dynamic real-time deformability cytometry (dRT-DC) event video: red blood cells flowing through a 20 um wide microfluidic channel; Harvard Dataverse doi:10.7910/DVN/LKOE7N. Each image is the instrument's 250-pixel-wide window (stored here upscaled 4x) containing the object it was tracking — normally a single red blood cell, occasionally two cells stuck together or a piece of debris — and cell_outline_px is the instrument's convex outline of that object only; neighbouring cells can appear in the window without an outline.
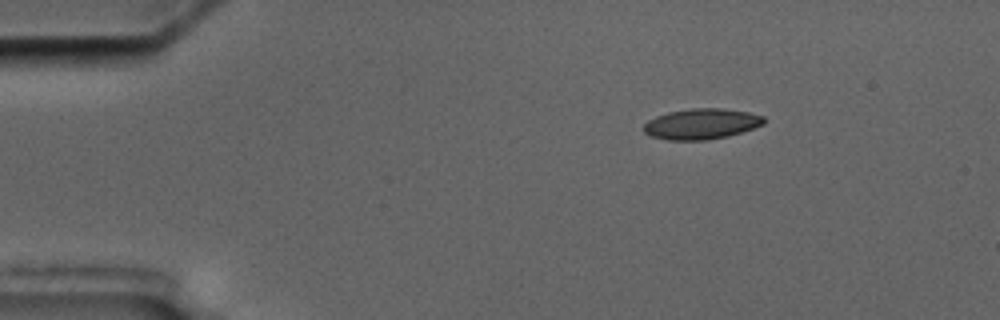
{"species": "common noctule bat (a hibernating species)", "species_latin": "Nyctalus noctula", "temperature_condition": "cold", "stored_images_in_passage": 3, "segment_of_instrument_passage": [1, 2], "camera_frame_rate_fps": 3000, "um_per_image_px": 0.085, "animal": {"sex": "male", "body_mass_g": 17.5, "forearm_length_mm": 52.3}, "frame": {"image": 1, "passage_image": 1, "time_ms": 0.0, "image_size_px": [1000, 320], "cell_outline_px": [[764, 124], [728, 136], [708, 140], [668, 140], [652, 136], [644, 132], [644, 124], [648, 120], [656, 116], [668, 112], [692, 108], [720, 108], [748, 112], [764, 116]], "centroid_in_image_um": [59.61, 10.53], "position_along_channel_um": 25.4, "area_um2": 21.33}}